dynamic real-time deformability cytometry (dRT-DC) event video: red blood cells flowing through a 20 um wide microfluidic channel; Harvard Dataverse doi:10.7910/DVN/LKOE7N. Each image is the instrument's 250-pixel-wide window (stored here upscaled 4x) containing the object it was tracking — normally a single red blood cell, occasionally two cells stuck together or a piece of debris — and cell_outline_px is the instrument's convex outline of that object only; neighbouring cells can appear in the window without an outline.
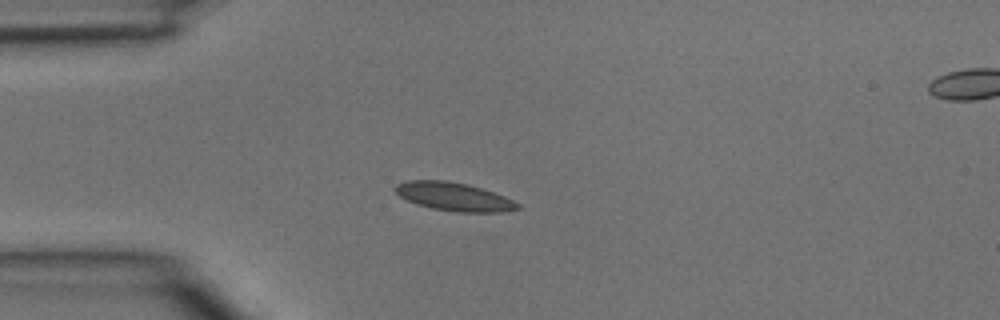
{"species": "common noctule bat (a hibernating species)", "species_latin": "Nyctalus noctula", "temperature_condition": "room temperature", "stored_images_in_passage": 4, "segment_of_instrument_passage": [1, 2], "camera_frame_rate_fps": 3000, "um_per_image_px": 0.085, "animal": {"sex": "male", "body_mass_g": 15.6}, "frame": {"image": 1, "passage_image": 3, "time_ms": 0.667, "image_size_px": [1000, 320], "cell_outline_px": [[520, 208], [504, 212], [460, 212], [432, 208], [416, 204], [400, 196], [392, 188], [396, 184], [408, 180], [448, 180], [468, 184], [504, 196], [520, 204]], "centroid_in_image_um": [38.56, 16.71], "position_along_channel_um": 46.4, "area_um2": 20.17}}